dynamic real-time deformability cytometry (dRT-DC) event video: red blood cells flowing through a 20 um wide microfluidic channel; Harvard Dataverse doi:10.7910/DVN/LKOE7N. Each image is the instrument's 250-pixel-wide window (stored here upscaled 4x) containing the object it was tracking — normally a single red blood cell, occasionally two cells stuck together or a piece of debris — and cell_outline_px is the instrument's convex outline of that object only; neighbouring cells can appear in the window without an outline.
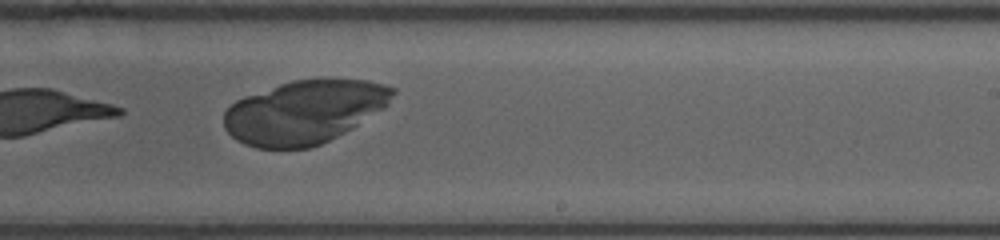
{"species": "human", "species_latin": "Homo sapiens", "temperature_condition": "room temperature", "stored_images_in_passage": 19, "camera_frame_rate_fps": 3000, "um_per_image_px": 0.085, "donor": {"sex": "female"}, "frame": {"image": 1, "passage_image": 11, "time_ms": 10.0, "image_size_px": [1000, 240], "cell_outline_px": [[396, 92], [388, 104], [384, 108], [352, 128], [320, 144], [308, 148], [256, 148], [244, 144], [236, 140], [224, 128], [224, 112], [236, 100], [244, 96], [292, 80], [368, 80], [384, 84], [396, 88]], "centroid_in_image_um": [25.86, 9.52], "position_along_channel_um": 263.1, "area_um2": 61.96}, "authors_computed_cell_mechanics": {"area_um2": 37.8012, "velocity_mm_per_s": 3.9768, "shape_relaxation_time_tau1_ms": 3.3261, "shape_relaxation_time_tau2_ms": null, "deformation_change_tau1": 0.172, "deformation_change_tau2": null}}